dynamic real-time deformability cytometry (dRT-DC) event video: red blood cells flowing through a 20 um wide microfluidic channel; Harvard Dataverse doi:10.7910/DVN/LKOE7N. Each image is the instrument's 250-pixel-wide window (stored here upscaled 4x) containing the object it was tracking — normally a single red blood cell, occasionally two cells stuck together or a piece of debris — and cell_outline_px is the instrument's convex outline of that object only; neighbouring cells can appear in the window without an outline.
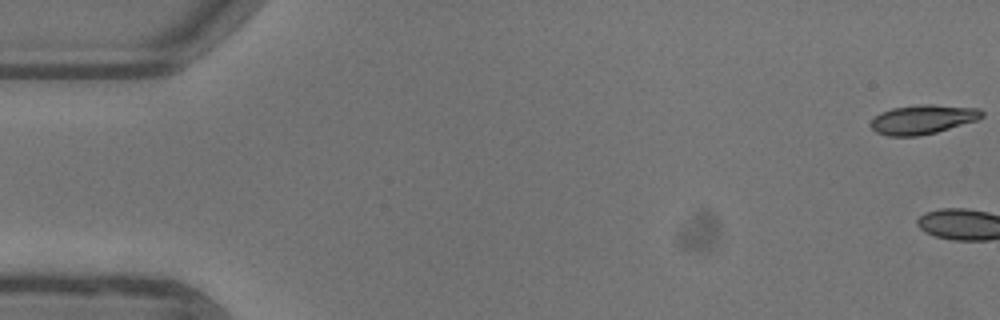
{"species": "common noctule bat (a hibernating species)", "species_latin": "Nyctalus noctula", "temperature_condition": "warm", "stored_images_in_passage": 3, "camera_frame_rate_fps": 3000, "um_per_image_px": 0.085, "animal": {"sex": "female"}, "frame": {"image": 1, "passage_image": 1, "time_ms": 0.0, "image_size_px": [1000, 320], "cell_outline_px": [[984, 116], [976, 120], [936, 132], [916, 136], [888, 136], [876, 132], [868, 124], [880, 112], [892, 108], [916, 104], [932, 104], [980, 108], [984, 112]], "centroid_in_image_um": [78.42, 10.13], "position_along_channel_um": 6.6, "area_um2": 19.02}}